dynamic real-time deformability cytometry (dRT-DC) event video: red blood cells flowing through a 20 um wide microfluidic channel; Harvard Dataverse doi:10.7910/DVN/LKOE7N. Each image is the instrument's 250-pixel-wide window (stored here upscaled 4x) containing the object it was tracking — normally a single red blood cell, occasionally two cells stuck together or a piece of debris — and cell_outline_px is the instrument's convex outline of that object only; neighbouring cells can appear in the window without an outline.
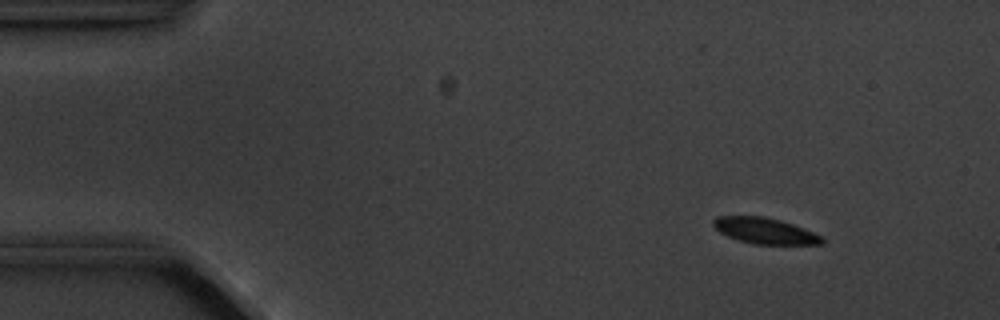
{"species": "common noctule bat (a hibernating species)", "species_latin": "Nyctalus noctula", "temperature_condition": "cold", "stored_images_in_passage": 4, "camera_frame_rate_fps": 3000, "um_per_image_px": 0.085, "animal": {"sex": "male", "body_mass_g": 20.1, "forearm_length_mm": 53.5}, "frame": {"image": 1, "passage_image": 2, "time_ms": 1.0, "image_size_px": [1000, 320], "cell_outline_px": [[824, 244], [752, 244], [728, 236], [720, 232], [712, 224], [712, 220], [716, 216], [764, 216], [780, 220], [792, 224], [824, 236]], "centroid_in_image_um": [65.03, 19.61], "position_along_channel_um": 20.0, "area_um2": 16.42}}